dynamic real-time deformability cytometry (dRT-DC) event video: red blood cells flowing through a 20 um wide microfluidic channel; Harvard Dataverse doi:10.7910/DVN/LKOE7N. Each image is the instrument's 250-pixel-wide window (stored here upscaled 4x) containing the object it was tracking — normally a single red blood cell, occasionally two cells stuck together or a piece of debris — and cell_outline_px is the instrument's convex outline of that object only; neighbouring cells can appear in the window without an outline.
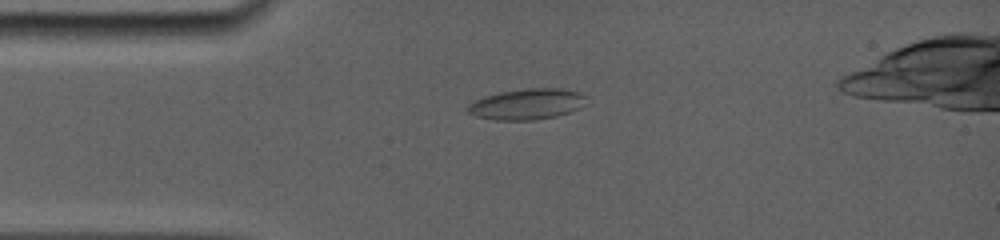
{"species": "common noctule bat (a hibernating species)", "species_latin": "Nyctalus noctula", "temperature_condition": "room temperature", "stored_images_in_passage": 4, "camera_frame_rate_fps": 5000, "um_per_image_px": 0.085, "animal": {"sex": "female", "body_mass_g": 19.0, "forearm_length_mm": 56.7}, "frame": {"image": 1, "passage_image": 2, "time_ms": 1.0, "image_size_px": [1000, 240], "cell_outline_px": [[588, 96], [580, 108], [556, 116], [532, 120], [492, 120], [476, 116], [468, 112], [464, 108], [468, 104], [484, 96], [500, 92], [528, 88], [560, 88], [580, 92]], "centroid_in_image_um": [44.77, 8.85], "position_along_channel_um": 40.2, "area_um2": 21.39}}
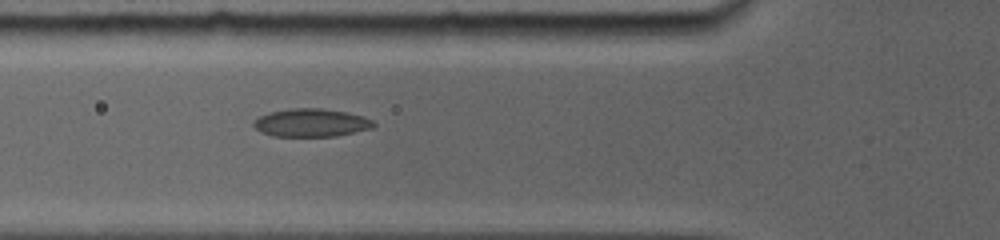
{"frame": {"image": 2, "passage_image": 4, "time_ms": 3.0, "image_size_px": [1000, 240], "cell_outline_px": [[376, 124], [372, 128], [336, 136], [272, 136], [260, 132], [252, 124], [260, 116], [268, 112], [288, 108], [320, 108], [344, 112], [364, 116], [372, 120]], "centroid_in_image_um": [26.43, 10.43], "position_along_channel_um": 99.4, "area_um2": 19.59}}